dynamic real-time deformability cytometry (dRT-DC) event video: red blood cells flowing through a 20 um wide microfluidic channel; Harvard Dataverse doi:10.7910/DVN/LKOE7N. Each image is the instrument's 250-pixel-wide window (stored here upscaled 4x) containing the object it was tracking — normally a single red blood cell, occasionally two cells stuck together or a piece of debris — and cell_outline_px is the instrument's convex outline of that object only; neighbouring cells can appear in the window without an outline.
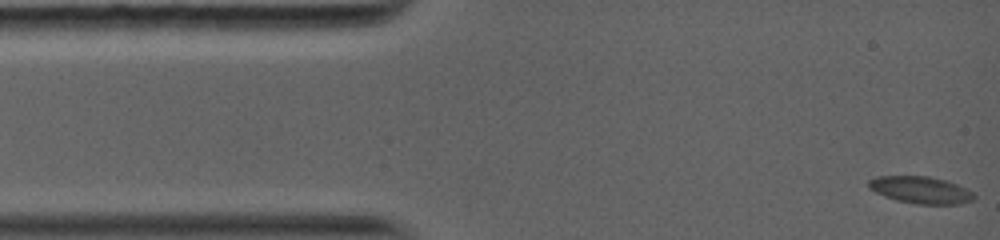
{"species": "common noctule bat (a hibernating species)", "species_latin": "Nyctalus noctula", "temperature_condition": "warm", "stored_images_in_passage": 29, "camera_frame_rate_fps": 5000, "um_per_image_px": 0.085, "animal": {"sex": "female", "body_mass_g": 19.0, "forearm_length_mm": 56.7}, "frame": {"image": 1, "passage_image": 1, "time_ms": 0.0, "image_size_px": [1000, 240], "cell_outline_px": [[976, 196], [972, 200], [960, 204], [916, 204], [896, 200], [884, 196], [868, 188], [868, 180], [876, 176], [928, 176], [948, 180], [972, 192]], "centroid_in_image_um": [78.24, 16.14], "position_along_channel_um": 6.8, "area_um2": 16.65}}
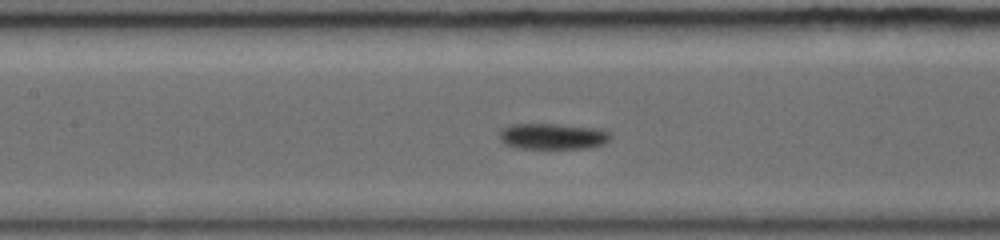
{"frame": {"image": 2, "passage_image": 13, "time_ms": 5.8, "image_size_px": [1000, 240], "cell_outline_px": [[612, 136], [604, 144], [588, 148], [516, 148], [504, 144], [500, 140], [500, 128], [508, 124], [560, 124], [596, 128], [612, 132]], "centroid_in_image_um": [46.97, 11.58], "position_along_channel_um": 160.4, "area_um2": 17.05}}
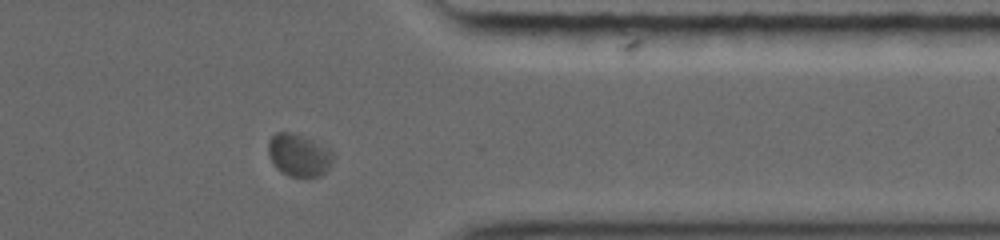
{"frame": {"image": 3, "passage_image": 25, "time_ms": 11.6, "image_size_px": [1000, 240], "cell_outline_px": [[332, 160], [328, 168], [320, 176], [288, 176], [280, 172], [276, 168], [268, 156], [268, 140], [276, 132], [292, 132], [312, 140], [328, 148], [332, 152]], "centroid_in_image_um": [25.35, 13.18], "position_along_channel_um": 386.1, "area_um2": 15.95}, "authors_computed_cell_mechanics": {"area_um2": 16.0106, "velocity_mm_per_s": 3.9884, "shape_relaxation_time_tau1_ms": 1.8681, "shape_relaxation_time_tau2_ms": null, "deformation_change_tau1": 0.0999, "deformation_change_tau2": null}}